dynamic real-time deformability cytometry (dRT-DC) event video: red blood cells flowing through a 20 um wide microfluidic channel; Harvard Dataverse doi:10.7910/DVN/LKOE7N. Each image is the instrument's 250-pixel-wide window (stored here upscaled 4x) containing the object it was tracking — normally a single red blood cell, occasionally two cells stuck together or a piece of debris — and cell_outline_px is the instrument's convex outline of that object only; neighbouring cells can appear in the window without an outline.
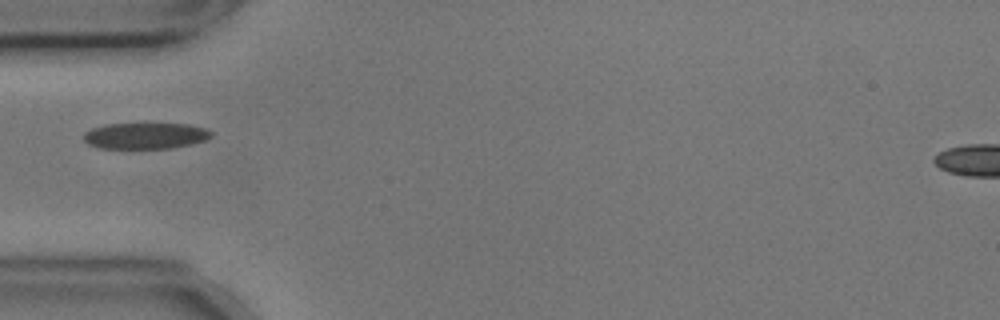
{"species": "common noctule bat (a hibernating species)", "species_latin": "Nyctalus noctula", "temperature_condition": "cold", "stored_images_in_passage": 35, "camera_frame_rate_fps": 3000, "um_per_image_px": 0.085, "animal": {"sex": "male", "body_mass_g": 17.9, "forearm_length_mm": 54.2}, "frame": {"image": 1, "passage_image": 1, "time_ms": 0.0, "image_size_px": [1000, 320], "cell_outline_px": [[212, 136], [204, 140], [188, 144], [168, 148], [100, 148], [88, 144], [84, 140], [84, 132], [92, 128], [104, 124], [192, 124], [208, 128], [212, 132]], "centroid_in_image_um": [12.35, 11.53], "position_along_channel_um": 72.6, "area_um2": 19.36}}
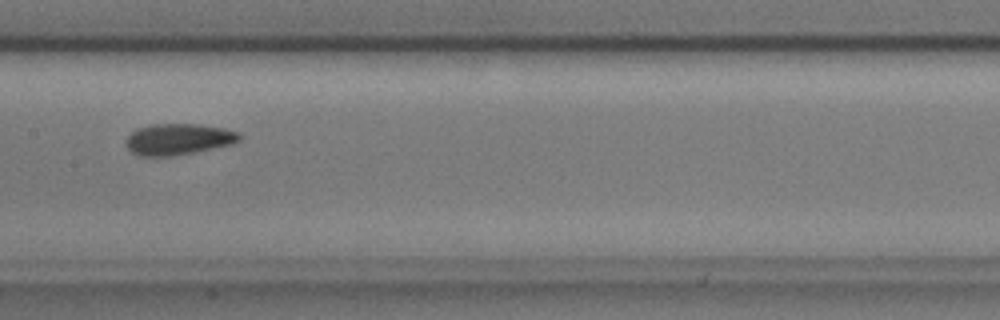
{"frame": {"image": 2, "passage_image": 11, "time_ms": 3.333, "image_size_px": [1000, 320], "cell_outline_px": [[244, 136], [240, 140], [232, 144], [192, 152], [168, 156], [140, 156], [132, 152], [128, 148], [128, 136], [136, 128], [152, 124], [196, 124], [224, 128], [240, 132]], "centroid_in_image_um": [15.2, 11.82], "position_along_channel_um": 192.2, "area_um2": 20.46}}